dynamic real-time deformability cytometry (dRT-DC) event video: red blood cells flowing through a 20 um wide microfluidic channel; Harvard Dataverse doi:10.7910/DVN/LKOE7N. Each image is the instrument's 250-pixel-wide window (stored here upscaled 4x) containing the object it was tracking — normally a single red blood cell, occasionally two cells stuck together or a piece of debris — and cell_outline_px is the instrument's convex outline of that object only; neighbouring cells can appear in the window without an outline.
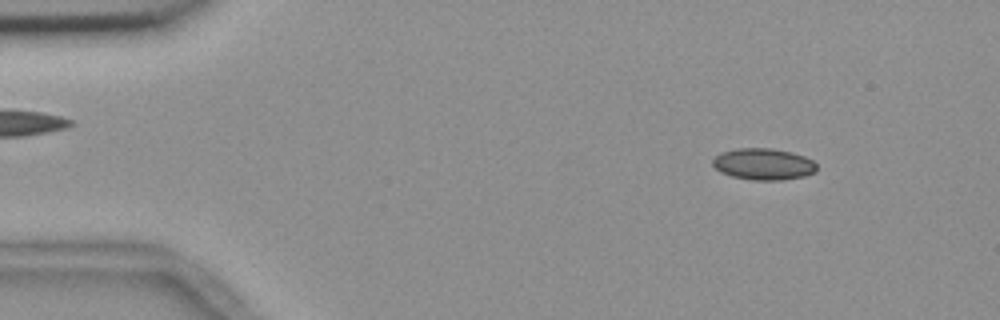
{"species": "common noctule bat (a hibernating species)", "species_latin": "Nyctalus noctula", "temperature_condition": "room temperature", "stored_images_in_passage": 49, "camera_frame_rate_fps": 3000, "um_per_image_px": 0.085, "animal": {"sex": "female", "body_mass_g": 18.4}, "frame": {"image": 1, "passage_image": 1, "time_ms": 0.0, "image_size_px": [1000, 320], "cell_outline_px": [[816, 172], [804, 176], [780, 180], [752, 180], [732, 176], [720, 172], [712, 164], [712, 160], [720, 152], [740, 148], [772, 148], [792, 152], [804, 156], [812, 160], [816, 164]], "centroid_in_image_um": [64.89, 13.94], "position_along_channel_um": 20.1, "area_um2": 19.13}}
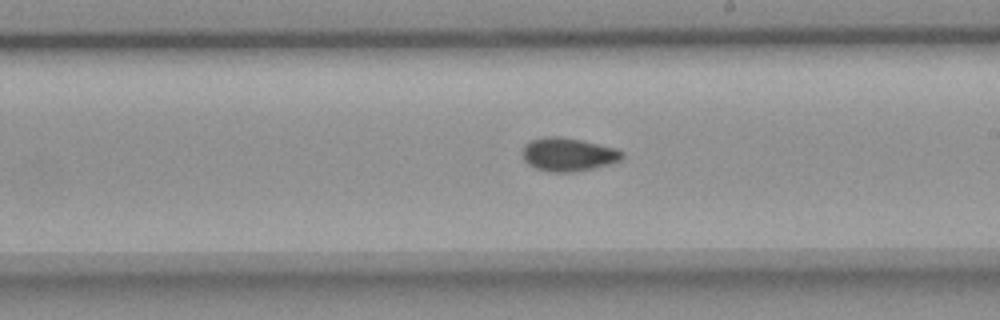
{"frame": {"image": 2, "passage_image": 26, "time_ms": 8.333, "image_size_px": [1000, 320], "cell_outline_px": [[624, 156], [620, 160], [608, 164], [592, 168], [572, 172], [552, 172], [536, 168], [528, 164], [524, 160], [524, 144], [528, 140], [544, 136], [560, 136], [580, 140], [616, 148], [624, 152]], "centroid_in_image_um": [48.28, 13.11], "position_along_channel_um": 240.7, "area_um2": 19.31}}
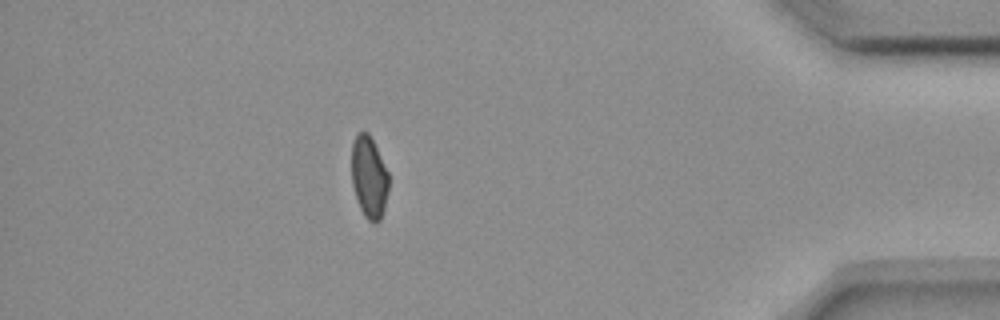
{"frame": {"image": 3, "passage_image": 43, "time_ms": 14.0, "image_size_px": [1000, 320], "cell_outline_px": [[388, 192], [384, 208], [380, 220], [376, 224], [372, 224], [364, 216], [356, 200], [352, 184], [352, 144], [356, 136], [360, 132], [368, 132], [388, 172]], "centroid_in_image_um": [31.36, 15.12], "position_along_channel_um": 403.8, "area_um2": 17.63}, "authors_computed_cell_mechanics": {"area_um2": 18.7272, "velocity_mm_per_s": 3.6746, "shape_relaxation_time_tau1_ms": null, "shape_relaxation_time_tau2_ms": 2.9835, "deformation_change_tau1": null, "deformation_change_tau2": 0.0607}}